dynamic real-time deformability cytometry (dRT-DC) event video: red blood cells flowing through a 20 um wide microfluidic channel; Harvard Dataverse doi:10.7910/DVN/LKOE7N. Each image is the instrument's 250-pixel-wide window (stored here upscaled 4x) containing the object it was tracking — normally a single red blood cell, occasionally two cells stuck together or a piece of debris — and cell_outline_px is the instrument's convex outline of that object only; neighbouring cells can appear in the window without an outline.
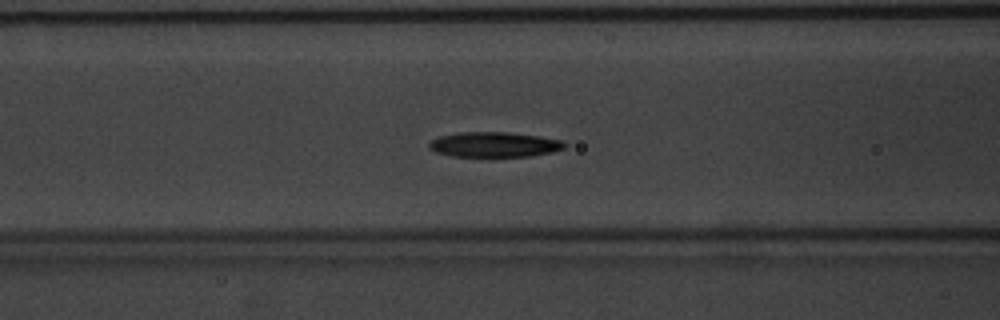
{"species": "common noctule bat (a hibernating species)", "species_latin": "Nyctalus noctula", "temperature_condition": "warm", "stored_images_in_passage": 41, "camera_frame_rate_fps": 3000, "um_per_image_px": 0.085, "animal": {"sex": "male", "body_mass_g": 20.1, "forearm_length_mm": 53.5}, "frame": {"image": 1, "passage_image": 9, "time_ms": 2.667, "image_size_px": [1000, 320], "cell_outline_px": [[568, 144], [564, 148], [552, 152], [532, 156], [488, 160], [452, 156], [436, 152], [428, 148], [428, 144], [432, 140], [440, 136], [460, 132], [508, 132], [540, 136], [564, 140]], "centroid_in_image_um": [42.04, 12.34], "position_along_channel_um": 124.6, "area_um2": 21.04}}
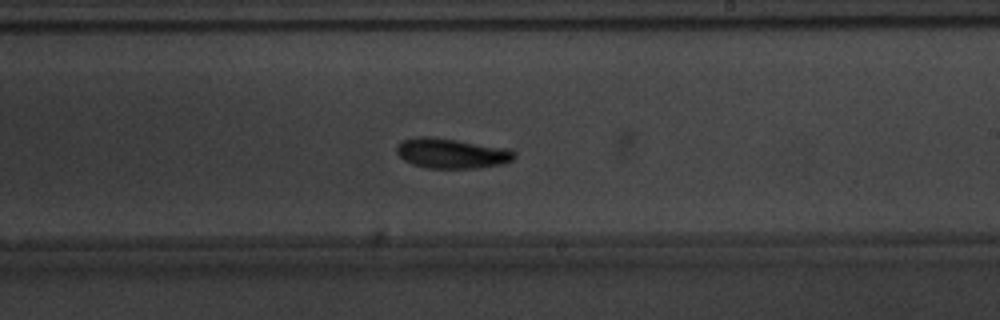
{"frame": {"image": 2, "passage_image": 19, "time_ms": 6.0, "image_size_px": [1000, 320], "cell_outline_px": [[516, 156], [512, 160], [504, 164], [480, 168], [428, 168], [412, 164], [404, 160], [396, 152], [396, 148], [404, 140], [416, 136], [428, 136], [456, 140], [508, 148], [516, 152]], "centroid_in_image_um": [38.42, 13.04], "position_along_channel_um": 250.6, "area_um2": 20.63}}
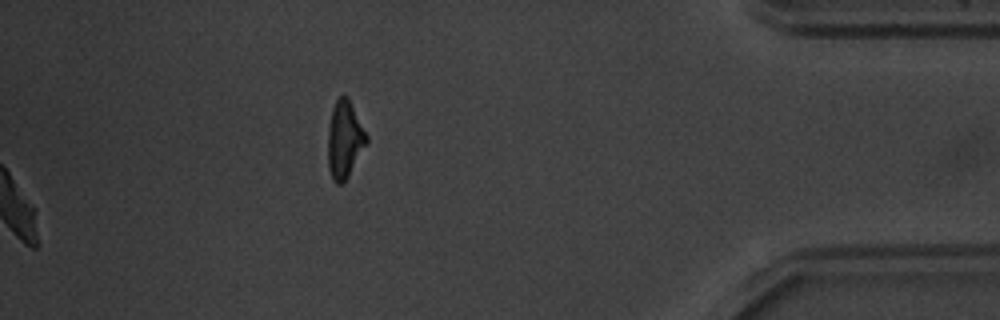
{"frame": {"image": 3, "passage_image": 41, "time_ms": 13.333, "image_size_px": [1000, 320], "cell_outline_px": [[368, 140], [344, 184], [336, 184], [332, 180], [328, 168], [328, 128], [332, 108], [336, 100], [340, 96], [348, 96], [368, 136]], "centroid_in_image_um": [29.28, 11.88], "position_along_channel_um": 405.9, "area_um2": 17.46}, "authors_computed_cell_mechanics": {"area_um2": 19.9988, "velocity_mm_per_s": 3.78, "shape_relaxation_time_tau1_ms": 2.4812, "shape_relaxation_time_tau2_ms": null, "deformation_change_tau1": 0.1335, "deformation_change_tau2": null}}